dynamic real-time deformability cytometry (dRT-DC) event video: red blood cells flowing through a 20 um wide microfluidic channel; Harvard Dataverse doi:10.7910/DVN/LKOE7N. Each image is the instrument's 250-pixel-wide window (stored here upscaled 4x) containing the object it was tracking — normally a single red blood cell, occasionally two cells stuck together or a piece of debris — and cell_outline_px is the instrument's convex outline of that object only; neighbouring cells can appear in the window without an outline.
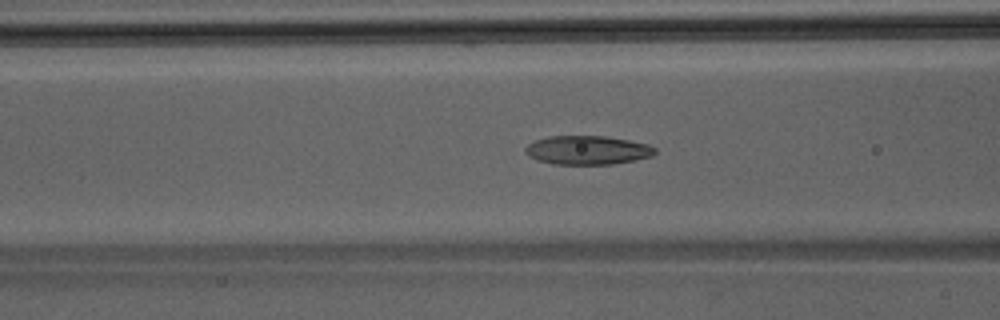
{"species": "Egyptian fruit bat (a non-hibernating species)", "species_latin": "Rousettus aegyptiacus", "temperature_condition": "room temperature", "stored_images_in_passage": 42, "camera_frame_rate_fps": 3000, "um_per_image_px": 0.085, "animal": {"sex": "male"}, "frame": {"image": 1, "passage_image": 18, "time_ms": 5.667, "image_size_px": [1000, 320], "cell_outline_px": [[656, 152], [652, 156], [612, 164], [552, 164], [536, 160], [528, 156], [524, 152], [524, 148], [528, 144], [536, 140], [548, 136], [608, 136], [648, 144], [656, 148]], "centroid_in_image_um": [49.9, 12.76], "position_along_channel_um": 116.7, "area_um2": 21.85}}
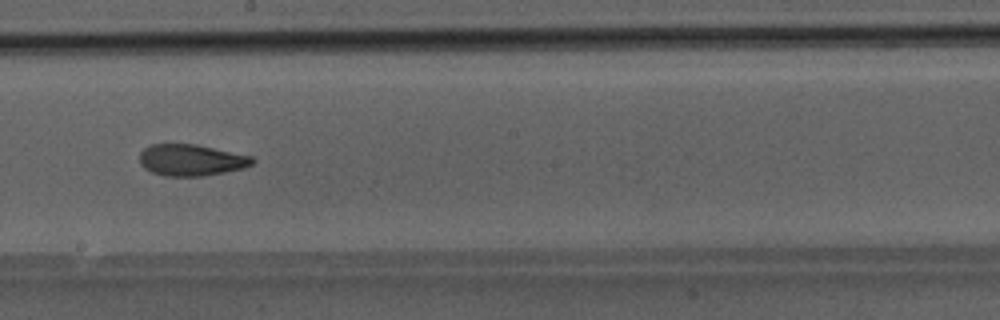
{"frame": {"image": 2, "passage_image": 26, "time_ms": 8.333, "image_size_px": [1000, 320], "cell_outline_px": [[256, 160], [252, 164], [244, 168], [224, 172], [200, 176], [164, 176], [152, 172], [144, 168], [140, 164], [140, 152], [144, 148], [152, 144], [196, 144], [252, 156]], "centroid_in_image_um": [16.25, 13.6], "position_along_channel_um": 232.0, "area_um2": 20.69}}
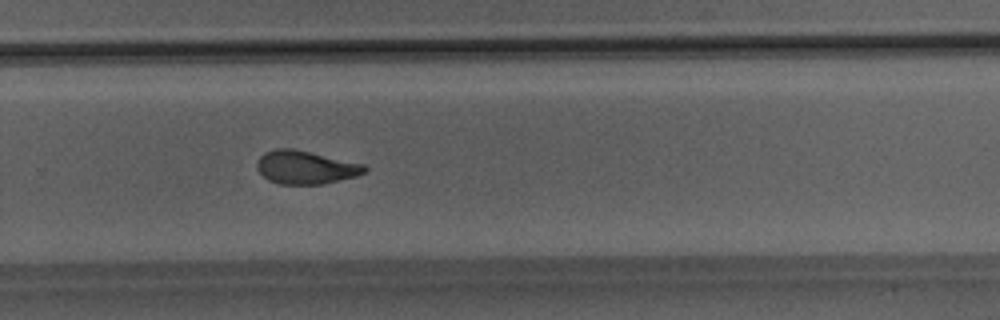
{"frame": {"image": 3, "passage_image": 31, "time_ms": 10.0, "image_size_px": [1000, 320], "cell_outline_px": [[368, 172], [356, 176], [324, 184], [280, 184], [268, 180], [256, 168], [256, 160], [264, 152], [276, 148], [292, 148], [364, 164], [368, 168]], "centroid_in_image_um": [25.97, 14.22], "position_along_channel_um": 303.8, "area_um2": 20.98}}